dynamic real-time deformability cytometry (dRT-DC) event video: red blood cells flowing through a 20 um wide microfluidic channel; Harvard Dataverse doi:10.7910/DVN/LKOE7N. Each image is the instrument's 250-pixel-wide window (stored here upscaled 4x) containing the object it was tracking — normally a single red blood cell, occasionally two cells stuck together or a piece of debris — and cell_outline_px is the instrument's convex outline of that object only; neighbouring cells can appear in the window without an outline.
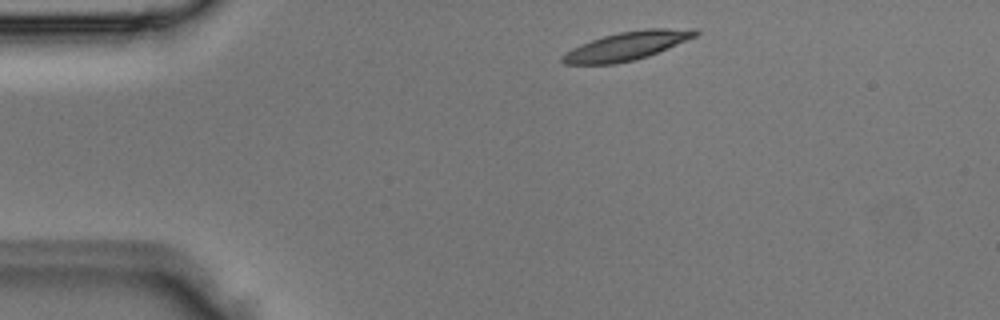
{"species": "Egyptian fruit bat (a non-hibernating species)", "species_latin": "Rousettus aegyptiacus", "temperature_condition": "room temperature", "stored_images_in_passage": 2, "camera_frame_rate_fps": 3000, "um_per_image_px": 0.085, "animal": {"sex": "male"}, "frame": {"image": 1, "passage_image": 1, "time_ms": 0.0, "image_size_px": [1000, 320], "cell_outline_px": [[700, 32], [696, 36], [668, 48], [648, 56], [616, 64], [564, 64], [560, 60], [560, 56], [572, 48], [580, 44], [604, 36], [620, 32], [644, 28], [696, 28]], "centroid_in_image_um": [53.29, 3.89], "position_along_channel_um": 31.7, "area_um2": 22.08}}